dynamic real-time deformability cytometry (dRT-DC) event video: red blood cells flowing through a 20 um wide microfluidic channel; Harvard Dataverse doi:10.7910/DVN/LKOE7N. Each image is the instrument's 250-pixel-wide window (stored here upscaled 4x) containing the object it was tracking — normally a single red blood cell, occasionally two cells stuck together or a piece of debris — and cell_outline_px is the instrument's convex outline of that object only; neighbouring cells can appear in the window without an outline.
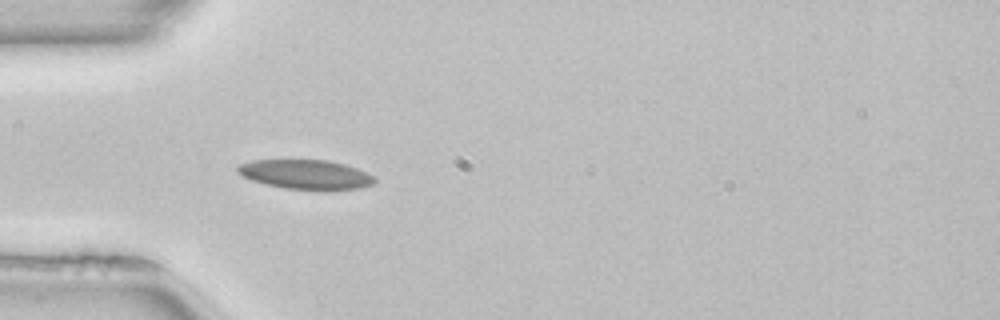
{"species": "common noctule bat (a hibernating species)", "species_latin": "Nyctalus noctula", "temperature_condition": "room temperature", "stored_images_in_passage": 50, "camera_frame_rate_fps": 3000, "um_per_image_px": 0.085, "animal": {"sex": "female", "body_mass_g": 22.7, "forearm_length_mm": 54.2}, "frame": {"image": 1, "passage_image": 15, "time_ms": 4.667, "image_size_px": [1000, 320], "cell_outline_px": [[376, 180], [372, 184], [360, 188], [284, 188], [252, 180], [236, 172], [236, 168], [240, 164], [252, 160], [328, 160], [344, 164], [368, 172]], "centroid_in_image_um": [25.96, 14.79], "position_along_channel_um": 59.0, "area_um2": 22.77}, "authors_computed_cell_mechanics": {"area_um2": 22.6865, "velocity_mm_per_s": 4.0038, "shape_relaxation_time_tau1_ms": null, "shape_relaxation_time_tau2_ms": 2.7183, "deformation_change_tau1": null, "deformation_change_tau2": 0.083}}